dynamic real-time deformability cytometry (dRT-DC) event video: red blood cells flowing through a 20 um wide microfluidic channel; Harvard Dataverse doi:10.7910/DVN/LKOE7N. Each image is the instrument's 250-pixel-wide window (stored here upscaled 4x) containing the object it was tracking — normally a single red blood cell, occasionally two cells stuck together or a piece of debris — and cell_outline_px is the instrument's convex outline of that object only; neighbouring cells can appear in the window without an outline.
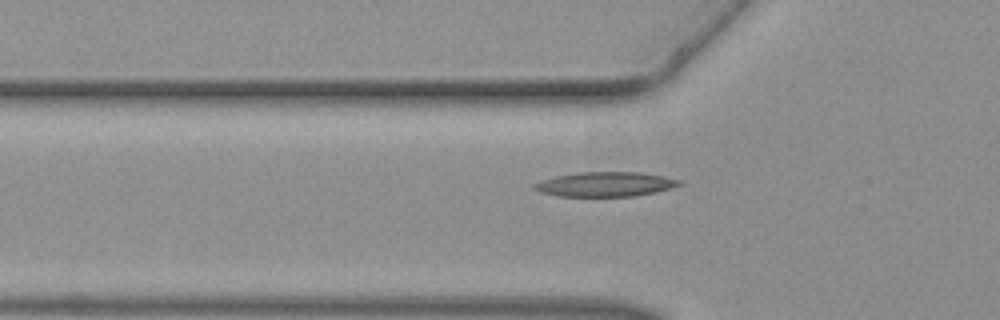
{"species": "common noctule bat (a hibernating species)", "species_latin": "Nyctalus noctula", "temperature_condition": "warm", "stored_images_in_passage": 31, "camera_frame_rate_fps": 3000, "um_per_image_px": 0.085, "animal": {"sex": "female", "body_mass_g": 19.3, "forearm_length_mm": 54.1}, "frame": {"image": 1, "passage_image": 4, "time_ms": 1.0, "image_size_px": [1000, 320], "cell_outline_px": [[684, 184], [652, 192], [632, 196], [560, 196], [540, 192], [532, 188], [532, 184], [540, 180], [556, 176], [580, 172], [640, 172], [664, 176], [684, 180]], "centroid_in_image_um": [51.44, 15.65], "position_along_channel_um": 74.4, "area_um2": 20.75}}
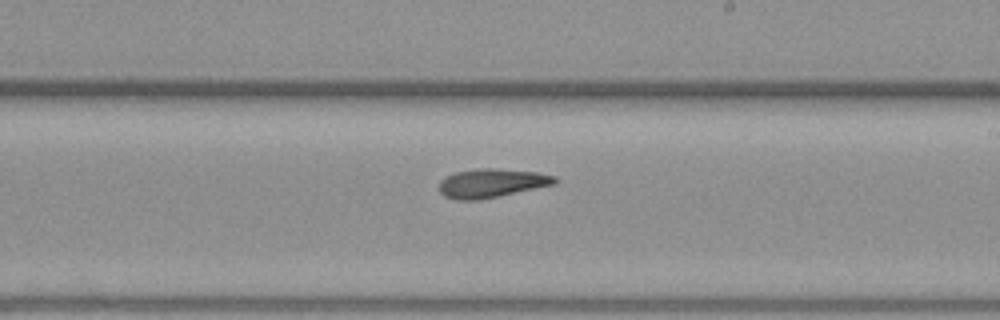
{"frame": {"image": 2, "passage_image": 16, "time_ms": 5.0, "image_size_px": [1000, 320], "cell_outline_px": [[560, 180], [556, 184], [476, 200], [456, 200], [444, 196], [440, 192], [440, 180], [444, 176], [456, 172], [476, 168], [496, 168], [536, 172], [556, 176]], "centroid_in_image_um": [41.78, 15.55], "position_along_channel_um": 247.2, "area_um2": 19.42}}
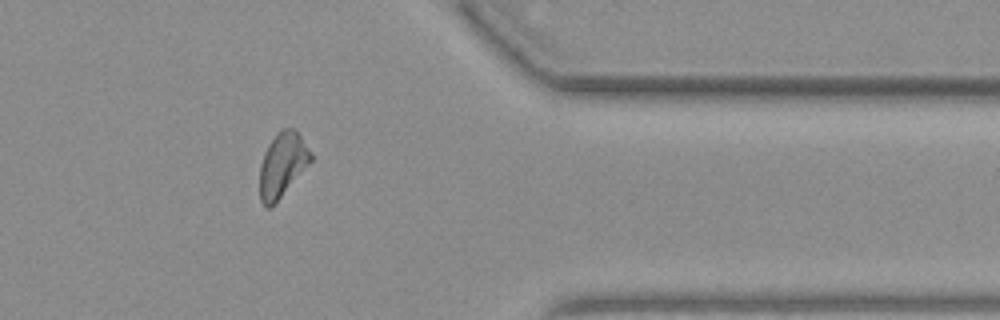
{"frame": {"image": 3, "passage_image": 27, "time_ms": 8.667, "image_size_px": [1000, 320], "cell_outline_px": [[312, 160], [272, 208], [264, 208], [260, 200], [260, 164], [264, 152], [268, 144], [284, 128], [292, 128], [300, 136], [312, 152]], "centroid_in_image_um": [23.99, 14.07], "position_along_channel_um": 387.4, "area_um2": 19.02}}